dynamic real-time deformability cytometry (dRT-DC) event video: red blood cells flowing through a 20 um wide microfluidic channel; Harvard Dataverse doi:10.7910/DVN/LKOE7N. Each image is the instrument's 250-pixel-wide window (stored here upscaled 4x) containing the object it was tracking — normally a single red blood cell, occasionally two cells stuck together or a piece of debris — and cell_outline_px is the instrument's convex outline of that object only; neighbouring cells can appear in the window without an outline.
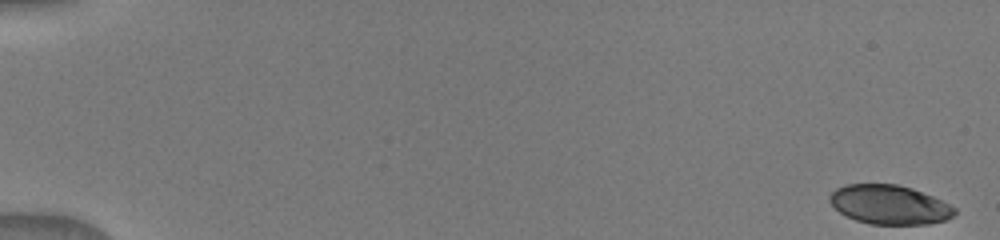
{"species": "human", "species_latin": "Homo sapiens", "temperature_condition": "warm", "stored_images_in_passage": 1, "camera_frame_rate_fps": 3000, "um_per_image_px": 0.085, "donor": {"sex": "male"}, "frame": {"image": 1, "passage_image": 1, "time_ms": 0.0, "image_size_px": [1000, 240], "cell_outline_px": [[956, 212], [952, 216], [944, 220], [928, 224], [872, 224], [856, 220], [840, 212], [828, 200], [828, 196], [836, 188], [848, 184], [896, 184], [912, 188], [932, 196], [956, 208]], "centroid_in_image_um": [75.59, 17.39], "position_along_channel_um": 9.4, "area_um2": 28.26}}